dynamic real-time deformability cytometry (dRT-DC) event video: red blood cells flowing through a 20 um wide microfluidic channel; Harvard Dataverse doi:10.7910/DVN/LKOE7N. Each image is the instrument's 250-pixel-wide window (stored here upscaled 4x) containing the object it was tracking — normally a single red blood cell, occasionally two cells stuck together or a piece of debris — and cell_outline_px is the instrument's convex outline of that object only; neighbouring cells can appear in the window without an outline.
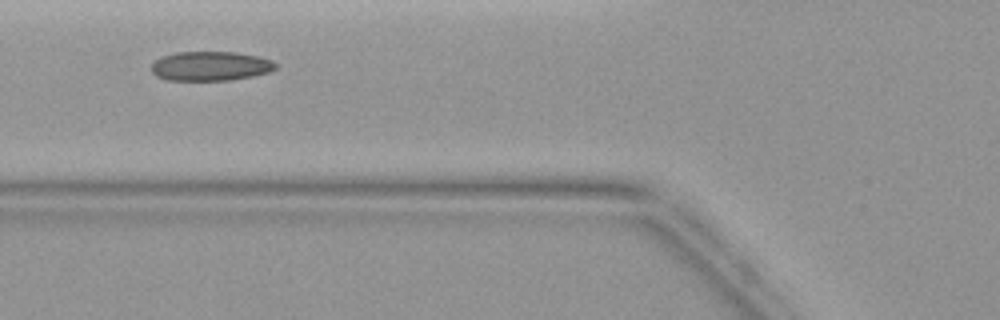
{"species": "common noctule bat (a hibernating species)", "species_latin": "Nyctalus noctula", "temperature_condition": "warm", "stored_images_in_passage": 4, "camera_frame_rate_fps": 3000, "um_per_image_px": 0.085, "animal": {"sex": "female", "body_mass_g": 19.9}, "frame": {"image": 1, "passage_image": 3, "time_ms": 3.333, "image_size_px": [1000, 320], "cell_outline_px": [[276, 68], [268, 72], [252, 76], [228, 80], [168, 80], [156, 76], [152, 72], [152, 64], [160, 56], [176, 52], [232, 52], [260, 56], [272, 60], [276, 64]], "centroid_in_image_um": [17.88, 5.61], "position_along_channel_um": 107.9, "area_um2": 21.21}}